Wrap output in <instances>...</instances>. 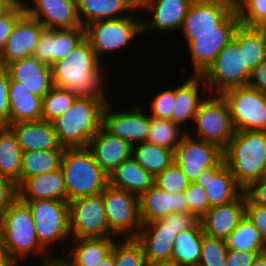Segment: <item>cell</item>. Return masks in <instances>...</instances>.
<instances>
[{
	"label": "cell",
	"mask_w": 266,
	"mask_h": 266,
	"mask_svg": "<svg viewBox=\"0 0 266 266\" xmlns=\"http://www.w3.org/2000/svg\"><path fill=\"white\" fill-rule=\"evenodd\" d=\"M261 253L263 252L228 250L225 266H251Z\"/></svg>",
	"instance_id": "53"
},
{
	"label": "cell",
	"mask_w": 266,
	"mask_h": 266,
	"mask_svg": "<svg viewBox=\"0 0 266 266\" xmlns=\"http://www.w3.org/2000/svg\"><path fill=\"white\" fill-rule=\"evenodd\" d=\"M22 149L16 135L8 126H0V176L21 183Z\"/></svg>",
	"instance_id": "35"
},
{
	"label": "cell",
	"mask_w": 266,
	"mask_h": 266,
	"mask_svg": "<svg viewBox=\"0 0 266 266\" xmlns=\"http://www.w3.org/2000/svg\"><path fill=\"white\" fill-rule=\"evenodd\" d=\"M234 32H206L194 35L187 44L191 54L193 72L202 76L213 64L216 56L233 39Z\"/></svg>",
	"instance_id": "29"
},
{
	"label": "cell",
	"mask_w": 266,
	"mask_h": 266,
	"mask_svg": "<svg viewBox=\"0 0 266 266\" xmlns=\"http://www.w3.org/2000/svg\"><path fill=\"white\" fill-rule=\"evenodd\" d=\"M70 239L114 236L108 227L102 194L69 202Z\"/></svg>",
	"instance_id": "14"
},
{
	"label": "cell",
	"mask_w": 266,
	"mask_h": 266,
	"mask_svg": "<svg viewBox=\"0 0 266 266\" xmlns=\"http://www.w3.org/2000/svg\"><path fill=\"white\" fill-rule=\"evenodd\" d=\"M101 194L110 232L118 238H136L142 226L139 197L110 185Z\"/></svg>",
	"instance_id": "12"
},
{
	"label": "cell",
	"mask_w": 266,
	"mask_h": 266,
	"mask_svg": "<svg viewBox=\"0 0 266 266\" xmlns=\"http://www.w3.org/2000/svg\"><path fill=\"white\" fill-rule=\"evenodd\" d=\"M64 150H32L22 153L21 182L32 176L55 171L61 166Z\"/></svg>",
	"instance_id": "38"
},
{
	"label": "cell",
	"mask_w": 266,
	"mask_h": 266,
	"mask_svg": "<svg viewBox=\"0 0 266 266\" xmlns=\"http://www.w3.org/2000/svg\"><path fill=\"white\" fill-rule=\"evenodd\" d=\"M22 202L30 208L38 242L49 255L56 249L55 243L71 240L69 202L52 199Z\"/></svg>",
	"instance_id": "9"
},
{
	"label": "cell",
	"mask_w": 266,
	"mask_h": 266,
	"mask_svg": "<svg viewBox=\"0 0 266 266\" xmlns=\"http://www.w3.org/2000/svg\"><path fill=\"white\" fill-rule=\"evenodd\" d=\"M132 145L101 127L90 140L88 148L97 164L108 176L125 160L132 157Z\"/></svg>",
	"instance_id": "25"
},
{
	"label": "cell",
	"mask_w": 266,
	"mask_h": 266,
	"mask_svg": "<svg viewBox=\"0 0 266 266\" xmlns=\"http://www.w3.org/2000/svg\"><path fill=\"white\" fill-rule=\"evenodd\" d=\"M132 158L155 177L174 162V151L145 141L133 145Z\"/></svg>",
	"instance_id": "37"
},
{
	"label": "cell",
	"mask_w": 266,
	"mask_h": 266,
	"mask_svg": "<svg viewBox=\"0 0 266 266\" xmlns=\"http://www.w3.org/2000/svg\"><path fill=\"white\" fill-rule=\"evenodd\" d=\"M194 183L205 189L210 207L230 203L244 192L224 158L216 166L205 169Z\"/></svg>",
	"instance_id": "21"
},
{
	"label": "cell",
	"mask_w": 266,
	"mask_h": 266,
	"mask_svg": "<svg viewBox=\"0 0 266 266\" xmlns=\"http://www.w3.org/2000/svg\"><path fill=\"white\" fill-rule=\"evenodd\" d=\"M169 119L151 117L147 142L175 151L187 130Z\"/></svg>",
	"instance_id": "40"
},
{
	"label": "cell",
	"mask_w": 266,
	"mask_h": 266,
	"mask_svg": "<svg viewBox=\"0 0 266 266\" xmlns=\"http://www.w3.org/2000/svg\"><path fill=\"white\" fill-rule=\"evenodd\" d=\"M0 238H1V219H0Z\"/></svg>",
	"instance_id": "63"
},
{
	"label": "cell",
	"mask_w": 266,
	"mask_h": 266,
	"mask_svg": "<svg viewBox=\"0 0 266 266\" xmlns=\"http://www.w3.org/2000/svg\"><path fill=\"white\" fill-rule=\"evenodd\" d=\"M260 28L264 31V33L266 35V23L264 25H262Z\"/></svg>",
	"instance_id": "61"
},
{
	"label": "cell",
	"mask_w": 266,
	"mask_h": 266,
	"mask_svg": "<svg viewBox=\"0 0 266 266\" xmlns=\"http://www.w3.org/2000/svg\"><path fill=\"white\" fill-rule=\"evenodd\" d=\"M18 0H0V17L5 14Z\"/></svg>",
	"instance_id": "57"
},
{
	"label": "cell",
	"mask_w": 266,
	"mask_h": 266,
	"mask_svg": "<svg viewBox=\"0 0 266 266\" xmlns=\"http://www.w3.org/2000/svg\"><path fill=\"white\" fill-rule=\"evenodd\" d=\"M5 69L12 80L39 97L43 98L53 86L51 66L34 56L13 61Z\"/></svg>",
	"instance_id": "23"
},
{
	"label": "cell",
	"mask_w": 266,
	"mask_h": 266,
	"mask_svg": "<svg viewBox=\"0 0 266 266\" xmlns=\"http://www.w3.org/2000/svg\"><path fill=\"white\" fill-rule=\"evenodd\" d=\"M233 39L242 51L243 64L251 73L266 58V35L259 27L241 24L235 29Z\"/></svg>",
	"instance_id": "34"
},
{
	"label": "cell",
	"mask_w": 266,
	"mask_h": 266,
	"mask_svg": "<svg viewBox=\"0 0 266 266\" xmlns=\"http://www.w3.org/2000/svg\"><path fill=\"white\" fill-rule=\"evenodd\" d=\"M0 219L1 239L10 259L17 266L21 260L30 259L31 254L38 256L40 254L43 257L42 262L52 256L48 255L49 253L38 242L33 216L25 202L17 198Z\"/></svg>",
	"instance_id": "5"
},
{
	"label": "cell",
	"mask_w": 266,
	"mask_h": 266,
	"mask_svg": "<svg viewBox=\"0 0 266 266\" xmlns=\"http://www.w3.org/2000/svg\"><path fill=\"white\" fill-rule=\"evenodd\" d=\"M198 221L190 213H172L151 223L142 224L136 239L142 244L147 263L171 261L178 233Z\"/></svg>",
	"instance_id": "6"
},
{
	"label": "cell",
	"mask_w": 266,
	"mask_h": 266,
	"mask_svg": "<svg viewBox=\"0 0 266 266\" xmlns=\"http://www.w3.org/2000/svg\"><path fill=\"white\" fill-rule=\"evenodd\" d=\"M54 255V256H53ZM51 257L41 263L42 266H73L66 257L55 256L53 253Z\"/></svg>",
	"instance_id": "55"
},
{
	"label": "cell",
	"mask_w": 266,
	"mask_h": 266,
	"mask_svg": "<svg viewBox=\"0 0 266 266\" xmlns=\"http://www.w3.org/2000/svg\"><path fill=\"white\" fill-rule=\"evenodd\" d=\"M138 5L143 1V0H134Z\"/></svg>",
	"instance_id": "62"
},
{
	"label": "cell",
	"mask_w": 266,
	"mask_h": 266,
	"mask_svg": "<svg viewBox=\"0 0 266 266\" xmlns=\"http://www.w3.org/2000/svg\"><path fill=\"white\" fill-rule=\"evenodd\" d=\"M17 199V186L0 176V216Z\"/></svg>",
	"instance_id": "52"
},
{
	"label": "cell",
	"mask_w": 266,
	"mask_h": 266,
	"mask_svg": "<svg viewBox=\"0 0 266 266\" xmlns=\"http://www.w3.org/2000/svg\"><path fill=\"white\" fill-rule=\"evenodd\" d=\"M156 95V96H155ZM151 102L149 115L159 119L172 121V112L175 106V87L163 89L155 93Z\"/></svg>",
	"instance_id": "46"
},
{
	"label": "cell",
	"mask_w": 266,
	"mask_h": 266,
	"mask_svg": "<svg viewBox=\"0 0 266 266\" xmlns=\"http://www.w3.org/2000/svg\"><path fill=\"white\" fill-rule=\"evenodd\" d=\"M109 101L102 114V127L110 134L124 139L132 146L147 141L151 116L143 110V105L133 106L132 110H117L114 112ZM117 110V111H116Z\"/></svg>",
	"instance_id": "16"
},
{
	"label": "cell",
	"mask_w": 266,
	"mask_h": 266,
	"mask_svg": "<svg viewBox=\"0 0 266 266\" xmlns=\"http://www.w3.org/2000/svg\"><path fill=\"white\" fill-rule=\"evenodd\" d=\"M17 198L21 201L52 199L67 202V190L61 167L24 179L17 186Z\"/></svg>",
	"instance_id": "26"
},
{
	"label": "cell",
	"mask_w": 266,
	"mask_h": 266,
	"mask_svg": "<svg viewBox=\"0 0 266 266\" xmlns=\"http://www.w3.org/2000/svg\"><path fill=\"white\" fill-rule=\"evenodd\" d=\"M181 84L175 86V106L172 112V122L178 124L181 128L184 127L185 130L187 122L194 121L197 110L209 95V91L202 76L191 75ZM201 86H203L201 90L204 92L200 90Z\"/></svg>",
	"instance_id": "27"
},
{
	"label": "cell",
	"mask_w": 266,
	"mask_h": 266,
	"mask_svg": "<svg viewBox=\"0 0 266 266\" xmlns=\"http://www.w3.org/2000/svg\"><path fill=\"white\" fill-rule=\"evenodd\" d=\"M251 266H266V251L258 254Z\"/></svg>",
	"instance_id": "58"
},
{
	"label": "cell",
	"mask_w": 266,
	"mask_h": 266,
	"mask_svg": "<svg viewBox=\"0 0 266 266\" xmlns=\"http://www.w3.org/2000/svg\"><path fill=\"white\" fill-rule=\"evenodd\" d=\"M247 86L266 94V58L250 73Z\"/></svg>",
	"instance_id": "54"
},
{
	"label": "cell",
	"mask_w": 266,
	"mask_h": 266,
	"mask_svg": "<svg viewBox=\"0 0 266 266\" xmlns=\"http://www.w3.org/2000/svg\"><path fill=\"white\" fill-rule=\"evenodd\" d=\"M202 77L211 95H222L226 90L248 85L250 72L234 39L221 50Z\"/></svg>",
	"instance_id": "11"
},
{
	"label": "cell",
	"mask_w": 266,
	"mask_h": 266,
	"mask_svg": "<svg viewBox=\"0 0 266 266\" xmlns=\"http://www.w3.org/2000/svg\"><path fill=\"white\" fill-rule=\"evenodd\" d=\"M238 15L241 25L260 28L266 23V0H249Z\"/></svg>",
	"instance_id": "47"
},
{
	"label": "cell",
	"mask_w": 266,
	"mask_h": 266,
	"mask_svg": "<svg viewBox=\"0 0 266 266\" xmlns=\"http://www.w3.org/2000/svg\"><path fill=\"white\" fill-rule=\"evenodd\" d=\"M146 266H178V265L172 261H162V262L147 263Z\"/></svg>",
	"instance_id": "60"
},
{
	"label": "cell",
	"mask_w": 266,
	"mask_h": 266,
	"mask_svg": "<svg viewBox=\"0 0 266 266\" xmlns=\"http://www.w3.org/2000/svg\"><path fill=\"white\" fill-rule=\"evenodd\" d=\"M246 196L244 192L234 201L213 206L202 219L203 233L213 238L225 240L245 216Z\"/></svg>",
	"instance_id": "24"
},
{
	"label": "cell",
	"mask_w": 266,
	"mask_h": 266,
	"mask_svg": "<svg viewBox=\"0 0 266 266\" xmlns=\"http://www.w3.org/2000/svg\"><path fill=\"white\" fill-rule=\"evenodd\" d=\"M245 216L259 231L261 239L266 246V206L245 204Z\"/></svg>",
	"instance_id": "50"
},
{
	"label": "cell",
	"mask_w": 266,
	"mask_h": 266,
	"mask_svg": "<svg viewBox=\"0 0 266 266\" xmlns=\"http://www.w3.org/2000/svg\"><path fill=\"white\" fill-rule=\"evenodd\" d=\"M193 132L182 137L174 151V162L190 182H195L202 172L216 166L223 159V150L215 144L194 138Z\"/></svg>",
	"instance_id": "15"
},
{
	"label": "cell",
	"mask_w": 266,
	"mask_h": 266,
	"mask_svg": "<svg viewBox=\"0 0 266 266\" xmlns=\"http://www.w3.org/2000/svg\"><path fill=\"white\" fill-rule=\"evenodd\" d=\"M8 127L16 135L23 152L32 150H64L57 139L54 126L44 120L21 121Z\"/></svg>",
	"instance_id": "28"
},
{
	"label": "cell",
	"mask_w": 266,
	"mask_h": 266,
	"mask_svg": "<svg viewBox=\"0 0 266 266\" xmlns=\"http://www.w3.org/2000/svg\"><path fill=\"white\" fill-rule=\"evenodd\" d=\"M193 124L194 138L215 144L224 150L235 135V128L226 100L221 95L209 94L200 104Z\"/></svg>",
	"instance_id": "10"
},
{
	"label": "cell",
	"mask_w": 266,
	"mask_h": 266,
	"mask_svg": "<svg viewBox=\"0 0 266 266\" xmlns=\"http://www.w3.org/2000/svg\"><path fill=\"white\" fill-rule=\"evenodd\" d=\"M194 0H143L139 10L151 14V19L142 20V34L154 31L174 33L181 29L183 21Z\"/></svg>",
	"instance_id": "17"
},
{
	"label": "cell",
	"mask_w": 266,
	"mask_h": 266,
	"mask_svg": "<svg viewBox=\"0 0 266 266\" xmlns=\"http://www.w3.org/2000/svg\"><path fill=\"white\" fill-rule=\"evenodd\" d=\"M142 224L151 223L172 213H189L184 193L171 194L153 185L139 197Z\"/></svg>",
	"instance_id": "22"
},
{
	"label": "cell",
	"mask_w": 266,
	"mask_h": 266,
	"mask_svg": "<svg viewBox=\"0 0 266 266\" xmlns=\"http://www.w3.org/2000/svg\"><path fill=\"white\" fill-rule=\"evenodd\" d=\"M244 194L246 196L245 204L266 206V179L261 178L260 180L251 182L244 189Z\"/></svg>",
	"instance_id": "51"
},
{
	"label": "cell",
	"mask_w": 266,
	"mask_h": 266,
	"mask_svg": "<svg viewBox=\"0 0 266 266\" xmlns=\"http://www.w3.org/2000/svg\"><path fill=\"white\" fill-rule=\"evenodd\" d=\"M137 11L140 12L139 8L134 13L131 12L130 16L97 20L84 27L85 38L102 63L106 61L102 57L108 54L112 56L116 51L118 53L120 49L130 45L136 36H142V20L136 17Z\"/></svg>",
	"instance_id": "7"
},
{
	"label": "cell",
	"mask_w": 266,
	"mask_h": 266,
	"mask_svg": "<svg viewBox=\"0 0 266 266\" xmlns=\"http://www.w3.org/2000/svg\"><path fill=\"white\" fill-rule=\"evenodd\" d=\"M9 80L10 76L7 70L0 67V126L10 124Z\"/></svg>",
	"instance_id": "49"
},
{
	"label": "cell",
	"mask_w": 266,
	"mask_h": 266,
	"mask_svg": "<svg viewBox=\"0 0 266 266\" xmlns=\"http://www.w3.org/2000/svg\"><path fill=\"white\" fill-rule=\"evenodd\" d=\"M228 250L265 252L266 246L252 222L244 216L236 229L225 239Z\"/></svg>",
	"instance_id": "39"
},
{
	"label": "cell",
	"mask_w": 266,
	"mask_h": 266,
	"mask_svg": "<svg viewBox=\"0 0 266 266\" xmlns=\"http://www.w3.org/2000/svg\"><path fill=\"white\" fill-rule=\"evenodd\" d=\"M223 158L243 189L260 180L266 170V131H236L223 150Z\"/></svg>",
	"instance_id": "2"
},
{
	"label": "cell",
	"mask_w": 266,
	"mask_h": 266,
	"mask_svg": "<svg viewBox=\"0 0 266 266\" xmlns=\"http://www.w3.org/2000/svg\"><path fill=\"white\" fill-rule=\"evenodd\" d=\"M203 230L201 222L177 234L171 261L178 266H198L201 256Z\"/></svg>",
	"instance_id": "36"
},
{
	"label": "cell",
	"mask_w": 266,
	"mask_h": 266,
	"mask_svg": "<svg viewBox=\"0 0 266 266\" xmlns=\"http://www.w3.org/2000/svg\"><path fill=\"white\" fill-rule=\"evenodd\" d=\"M25 13L23 2L18 0L5 14L0 17V53L11 34L17 20Z\"/></svg>",
	"instance_id": "48"
},
{
	"label": "cell",
	"mask_w": 266,
	"mask_h": 266,
	"mask_svg": "<svg viewBox=\"0 0 266 266\" xmlns=\"http://www.w3.org/2000/svg\"><path fill=\"white\" fill-rule=\"evenodd\" d=\"M53 85L65 88L76 97L102 98L107 102L103 63L98 59L89 41L84 38L65 58L51 66ZM106 80V81H105Z\"/></svg>",
	"instance_id": "1"
},
{
	"label": "cell",
	"mask_w": 266,
	"mask_h": 266,
	"mask_svg": "<svg viewBox=\"0 0 266 266\" xmlns=\"http://www.w3.org/2000/svg\"><path fill=\"white\" fill-rule=\"evenodd\" d=\"M239 24L238 12L232 11L223 0H194L179 32L188 44L194 40V35L235 32Z\"/></svg>",
	"instance_id": "8"
},
{
	"label": "cell",
	"mask_w": 266,
	"mask_h": 266,
	"mask_svg": "<svg viewBox=\"0 0 266 266\" xmlns=\"http://www.w3.org/2000/svg\"><path fill=\"white\" fill-rule=\"evenodd\" d=\"M21 1L23 2L25 13L38 20L45 28L72 29L82 26L78 16L76 0Z\"/></svg>",
	"instance_id": "18"
},
{
	"label": "cell",
	"mask_w": 266,
	"mask_h": 266,
	"mask_svg": "<svg viewBox=\"0 0 266 266\" xmlns=\"http://www.w3.org/2000/svg\"><path fill=\"white\" fill-rule=\"evenodd\" d=\"M45 27L24 13L12 28L0 53V67L5 68L13 61L33 56Z\"/></svg>",
	"instance_id": "19"
},
{
	"label": "cell",
	"mask_w": 266,
	"mask_h": 266,
	"mask_svg": "<svg viewBox=\"0 0 266 266\" xmlns=\"http://www.w3.org/2000/svg\"><path fill=\"white\" fill-rule=\"evenodd\" d=\"M96 266H114V256L111 254L106 259L98 263Z\"/></svg>",
	"instance_id": "59"
},
{
	"label": "cell",
	"mask_w": 266,
	"mask_h": 266,
	"mask_svg": "<svg viewBox=\"0 0 266 266\" xmlns=\"http://www.w3.org/2000/svg\"><path fill=\"white\" fill-rule=\"evenodd\" d=\"M67 202L101 194L109 185L108 174L97 164L88 147H65L61 158Z\"/></svg>",
	"instance_id": "3"
},
{
	"label": "cell",
	"mask_w": 266,
	"mask_h": 266,
	"mask_svg": "<svg viewBox=\"0 0 266 266\" xmlns=\"http://www.w3.org/2000/svg\"><path fill=\"white\" fill-rule=\"evenodd\" d=\"M228 248L225 240L203 233L201 256L198 266H225Z\"/></svg>",
	"instance_id": "43"
},
{
	"label": "cell",
	"mask_w": 266,
	"mask_h": 266,
	"mask_svg": "<svg viewBox=\"0 0 266 266\" xmlns=\"http://www.w3.org/2000/svg\"><path fill=\"white\" fill-rule=\"evenodd\" d=\"M190 183L175 162L158 173L154 181L155 186L171 194L184 193Z\"/></svg>",
	"instance_id": "44"
},
{
	"label": "cell",
	"mask_w": 266,
	"mask_h": 266,
	"mask_svg": "<svg viewBox=\"0 0 266 266\" xmlns=\"http://www.w3.org/2000/svg\"><path fill=\"white\" fill-rule=\"evenodd\" d=\"M189 213L199 222L208 214L209 206L206 191L200 185L191 182L184 192Z\"/></svg>",
	"instance_id": "45"
},
{
	"label": "cell",
	"mask_w": 266,
	"mask_h": 266,
	"mask_svg": "<svg viewBox=\"0 0 266 266\" xmlns=\"http://www.w3.org/2000/svg\"><path fill=\"white\" fill-rule=\"evenodd\" d=\"M0 266H17L9 257L7 248L0 238Z\"/></svg>",
	"instance_id": "56"
},
{
	"label": "cell",
	"mask_w": 266,
	"mask_h": 266,
	"mask_svg": "<svg viewBox=\"0 0 266 266\" xmlns=\"http://www.w3.org/2000/svg\"><path fill=\"white\" fill-rule=\"evenodd\" d=\"M76 98L73 92L53 85L50 91L42 98L41 120L52 123L71 108Z\"/></svg>",
	"instance_id": "41"
},
{
	"label": "cell",
	"mask_w": 266,
	"mask_h": 266,
	"mask_svg": "<svg viewBox=\"0 0 266 266\" xmlns=\"http://www.w3.org/2000/svg\"><path fill=\"white\" fill-rule=\"evenodd\" d=\"M106 104L102 98L77 97L71 108L52 122L58 142L63 147H88L102 127Z\"/></svg>",
	"instance_id": "4"
},
{
	"label": "cell",
	"mask_w": 266,
	"mask_h": 266,
	"mask_svg": "<svg viewBox=\"0 0 266 266\" xmlns=\"http://www.w3.org/2000/svg\"><path fill=\"white\" fill-rule=\"evenodd\" d=\"M114 238L118 237L71 239L70 243L75 245L70 248L67 259L73 266H96L111 255Z\"/></svg>",
	"instance_id": "32"
},
{
	"label": "cell",
	"mask_w": 266,
	"mask_h": 266,
	"mask_svg": "<svg viewBox=\"0 0 266 266\" xmlns=\"http://www.w3.org/2000/svg\"><path fill=\"white\" fill-rule=\"evenodd\" d=\"M227 102L236 131H266V94L249 87H236L221 95Z\"/></svg>",
	"instance_id": "13"
},
{
	"label": "cell",
	"mask_w": 266,
	"mask_h": 266,
	"mask_svg": "<svg viewBox=\"0 0 266 266\" xmlns=\"http://www.w3.org/2000/svg\"><path fill=\"white\" fill-rule=\"evenodd\" d=\"M76 5L82 27L97 20L130 16L138 8L134 0H76Z\"/></svg>",
	"instance_id": "30"
},
{
	"label": "cell",
	"mask_w": 266,
	"mask_h": 266,
	"mask_svg": "<svg viewBox=\"0 0 266 266\" xmlns=\"http://www.w3.org/2000/svg\"><path fill=\"white\" fill-rule=\"evenodd\" d=\"M115 241L112 255L114 266H146L147 261L142 244L136 238H121Z\"/></svg>",
	"instance_id": "42"
},
{
	"label": "cell",
	"mask_w": 266,
	"mask_h": 266,
	"mask_svg": "<svg viewBox=\"0 0 266 266\" xmlns=\"http://www.w3.org/2000/svg\"><path fill=\"white\" fill-rule=\"evenodd\" d=\"M85 38V28L48 29L45 28L39 38L33 56L52 66L65 59L70 52Z\"/></svg>",
	"instance_id": "20"
},
{
	"label": "cell",
	"mask_w": 266,
	"mask_h": 266,
	"mask_svg": "<svg viewBox=\"0 0 266 266\" xmlns=\"http://www.w3.org/2000/svg\"><path fill=\"white\" fill-rule=\"evenodd\" d=\"M42 97L34 95L23 85L10 78V124L21 121H38L42 115Z\"/></svg>",
	"instance_id": "33"
},
{
	"label": "cell",
	"mask_w": 266,
	"mask_h": 266,
	"mask_svg": "<svg viewBox=\"0 0 266 266\" xmlns=\"http://www.w3.org/2000/svg\"><path fill=\"white\" fill-rule=\"evenodd\" d=\"M155 177L142 168L132 157L123 161L110 175L109 185L128 191L137 197L154 185Z\"/></svg>",
	"instance_id": "31"
}]
</instances>
